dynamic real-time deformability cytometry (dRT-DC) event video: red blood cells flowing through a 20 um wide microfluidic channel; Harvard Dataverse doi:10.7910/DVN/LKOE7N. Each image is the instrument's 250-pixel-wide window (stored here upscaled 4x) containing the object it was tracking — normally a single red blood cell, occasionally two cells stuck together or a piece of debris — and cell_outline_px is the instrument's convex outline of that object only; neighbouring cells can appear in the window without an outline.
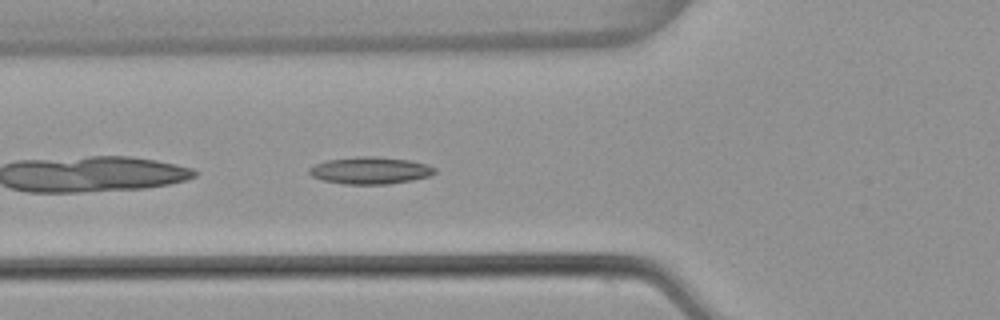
{"species": "common noctule bat (a hibernating species)", "species_latin": "Nyctalus noctula", "temperature_condition": "warm", "stored_images_in_passage": 6, "camera_frame_rate_fps": 3000, "um_per_image_px": 0.085, "animal": {"sex": "female", "body_mass_g": 22.7, "forearm_length_mm": 54.2}, "frame": {"image": 1, "passage_image": 6, "time_ms": 1.667, "image_size_px": [1000, 320], "cell_outline_px": [[436, 172], [428, 176], [412, 180], [388, 184], [344, 184], [324, 180], [312, 176], [308, 172], [308, 168], [324, 160], [356, 156], [376, 156], [408, 160], [428, 164], [436, 168]], "centroid_in_image_um": [31.45, 14.48], "position_along_channel_um": 94.3, "area_um2": 19.88}}